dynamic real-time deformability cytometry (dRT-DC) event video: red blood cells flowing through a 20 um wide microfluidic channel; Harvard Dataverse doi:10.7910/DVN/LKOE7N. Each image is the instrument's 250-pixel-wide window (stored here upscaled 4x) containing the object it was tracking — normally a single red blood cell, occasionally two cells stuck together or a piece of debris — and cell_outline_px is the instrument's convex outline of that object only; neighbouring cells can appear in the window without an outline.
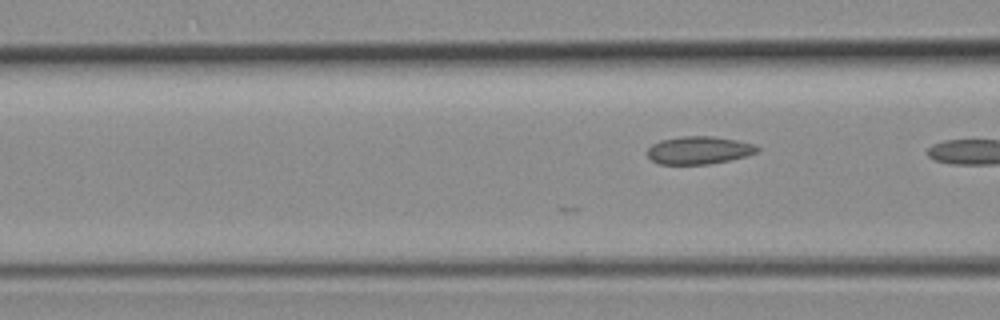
{"species": "common noctule bat (a hibernating species)", "species_latin": "Nyctalus noctula", "temperature_condition": "room temperature", "stored_images_in_passage": 7, "camera_frame_rate_fps": 3000, "um_per_image_px": 0.085, "animal": {"sex": "female", "body_mass_g": 19.3, "forearm_length_mm": 54.1}, "frame": {"image": 1, "passage_image": 7, "time_ms": 8.333, "image_size_px": [1000, 320], "cell_outline_px": [[760, 148], [756, 152], [744, 156], [728, 160], [708, 164], [660, 164], [652, 160], [648, 156], [648, 148], [652, 144], [660, 140], [680, 136], [712, 136], [736, 140], [752, 144]], "centroid_in_image_um": [59.36, 12.76], "position_along_channel_um": 107.2, "area_um2": 17.57}}